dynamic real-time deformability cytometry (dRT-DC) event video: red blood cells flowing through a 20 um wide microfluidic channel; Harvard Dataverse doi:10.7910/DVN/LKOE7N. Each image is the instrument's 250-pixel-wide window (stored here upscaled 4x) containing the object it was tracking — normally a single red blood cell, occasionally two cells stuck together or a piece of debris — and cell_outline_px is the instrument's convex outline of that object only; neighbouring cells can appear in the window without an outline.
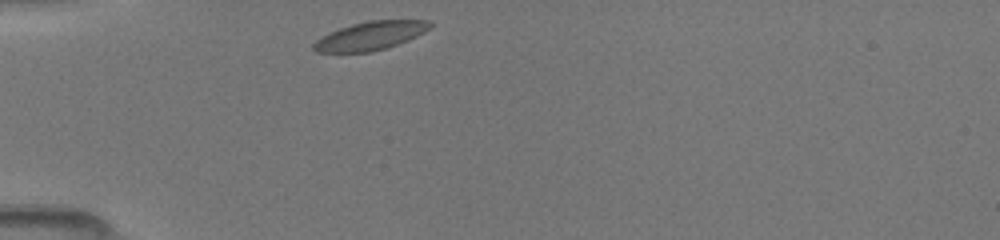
{"species": "common noctule bat (a hibernating species)", "species_latin": "Nyctalus noctula", "temperature_condition": "room temperature", "stored_images_in_passage": 25, "camera_frame_rate_fps": 3000, "um_per_image_px": 0.085, "animal": {"sex": "female", "body_mass_g": 19.5, "forearm_length_mm": 54.1}, "frame": {"image": 1, "passage_image": 1, "time_ms": 0.0, "image_size_px": [1000, 240], "cell_outline_px": [[432, 28], [408, 40], [372, 52], [316, 52], [312, 48], [312, 44], [316, 40], [340, 28], [352, 24], [368, 20], [432, 20]], "centroid_in_image_um": [31.52, 3.03], "position_along_channel_um": 53.5, "area_um2": 19.19}}
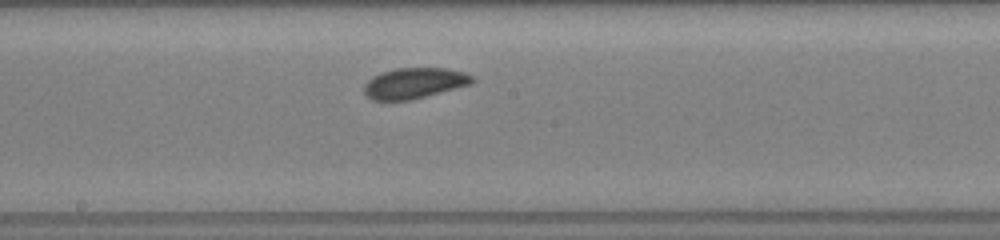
{"frame": {"image": 2, "passage_image": 10, "time_ms": 4.333, "image_size_px": [1000, 240], "cell_outline_px": [[476, 80], [472, 84], [412, 100], [372, 100], [364, 92], [364, 84], [372, 76], [380, 72], [396, 68], [448, 68], [464, 72], [472, 76]], "centroid_in_image_um": [35.23, 7.06], "position_along_channel_um": 213.0, "area_um2": 19.54}}
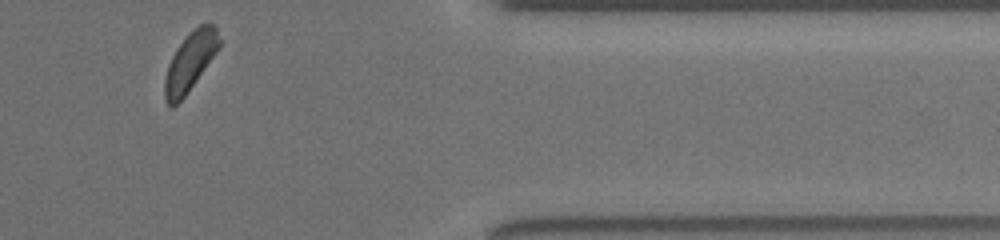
{"frame": {"image": 3, "passage_image": 21, "time_ms": 9.333, "image_size_px": [1000, 240], "cell_outline_px": [[220, 48], [184, 96], [172, 108], [168, 104], [164, 96], [164, 80], [168, 64], [176, 48], [200, 24], [208, 20], [216, 24], [220, 40]], "centroid_in_image_um": [16.18, 5.2], "position_along_channel_um": 395.2, "area_um2": 18.5}}